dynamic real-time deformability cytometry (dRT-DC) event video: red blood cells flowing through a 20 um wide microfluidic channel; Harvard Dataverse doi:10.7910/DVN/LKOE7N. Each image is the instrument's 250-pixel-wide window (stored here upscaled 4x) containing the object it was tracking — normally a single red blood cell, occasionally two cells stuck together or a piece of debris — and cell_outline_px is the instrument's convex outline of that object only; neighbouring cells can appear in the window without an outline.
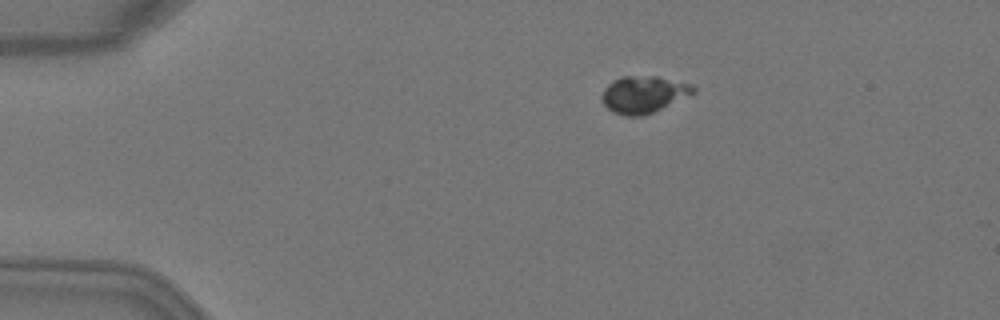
{"species": "Egyptian fruit bat (a non-hibernating species)", "species_latin": "Rousettus aegyptiacus", "temperature_condition": "warm", "stored_images_in_passage": 3, "camera_frame_rate_fps": 3000, "um_per_image_px": 0.085, "animal": {"sex": "female"}, "frame": {"image": 1, "passage_image": 1, "time_ms": 0.0, "image_size_px": [1000, 320], "cell_outline_px": [[696, 92], [692, 96], [644, 116], [624, 116], [612, 112], [604, 104], [600, 96], [604, 88], [612, 80], [624, 76], [656, 76], [692, 84], [696, 88]], "centroid_in_image_um": [54.74, 8.03], "position_along_channel_um": 30.3, "area_um2": 20.11}}